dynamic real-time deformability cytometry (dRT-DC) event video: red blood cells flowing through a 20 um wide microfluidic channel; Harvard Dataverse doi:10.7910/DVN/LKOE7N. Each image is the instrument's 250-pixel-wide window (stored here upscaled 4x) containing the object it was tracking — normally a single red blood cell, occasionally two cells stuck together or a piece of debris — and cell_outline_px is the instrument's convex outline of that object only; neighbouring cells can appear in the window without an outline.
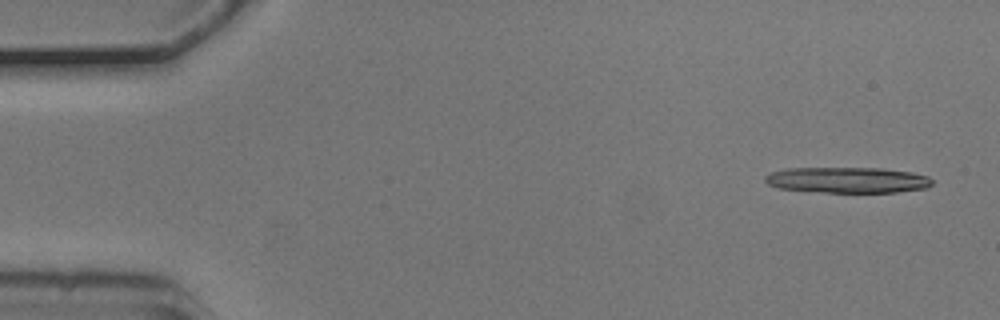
{"species": "common noctule bat (a hibernating species)", "species_latin": "Nyctalus noctula", "temperature_condition": "cold", "stored_images_in_passage": 4, "camera_frame_rate_fps": 3000, "um_per_image_px": 0.085, "animal": {"sex": "male", "body_mass_g": 20.5, "forearm_length_mm": 52.5}, "frame": {"image": 1, "passage_image": 1, "time_ms": 0.0, "image_size_px": [1000, 320], "cell_outline_px": [[932, 184], [924, 188], [896, 192], [824, 192], [776, 188], [768, 184], [764, 180], [764, 176], [772, 172], [788, 168], [884, 168], [912, 172], [928, 176], [932, 180]], "centroid_in_image_um": [72.02, 15.29], "position_along_channel_um": 13.0, "area_um2": 25.09}}